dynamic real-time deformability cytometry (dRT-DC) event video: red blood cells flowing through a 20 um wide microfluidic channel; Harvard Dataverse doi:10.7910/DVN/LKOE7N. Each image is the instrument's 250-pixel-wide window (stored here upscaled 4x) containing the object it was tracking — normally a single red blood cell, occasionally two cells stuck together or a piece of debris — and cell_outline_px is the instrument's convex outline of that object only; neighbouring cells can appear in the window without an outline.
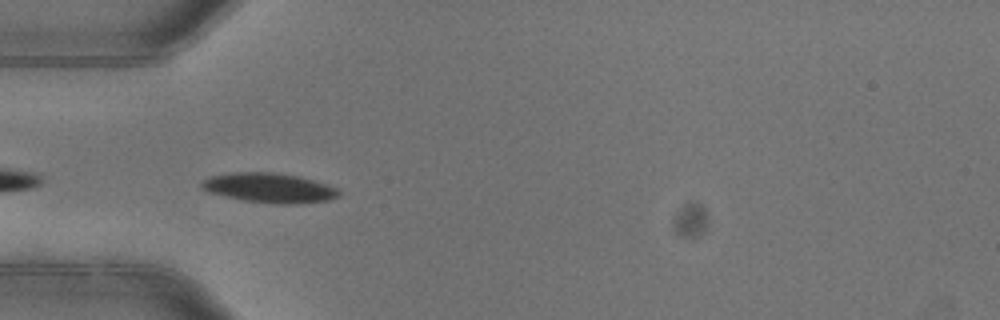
{"species": "common noctule bat (a hibernating species)", "species_latin": "Nyctalus noctula", "temperature_condition": "warm", "stored_images_in_passage": 6, "camera_frame_rate_fps": 3000, "um_per_image_px": 0.085, "animal": {"sex": "female"}, "frame": {"image": 1, "passage_image": 4, "time_ms": 1.0, "image_size_px": [1000, 320], "cell_outline_px": [[340, 196], [328, 200], [292, 204], [276, 204], [244, 200], [208, 192], [200, 184], [204, 180], [212, 176], [232, 172], [272, 172], [296, 176], [312, 180], [336, 188], [340, 192]], "centroid_in_image_um": [22.89, 15.97], "position_along_channel_um": 62.1, "area_um2": 23.29}}